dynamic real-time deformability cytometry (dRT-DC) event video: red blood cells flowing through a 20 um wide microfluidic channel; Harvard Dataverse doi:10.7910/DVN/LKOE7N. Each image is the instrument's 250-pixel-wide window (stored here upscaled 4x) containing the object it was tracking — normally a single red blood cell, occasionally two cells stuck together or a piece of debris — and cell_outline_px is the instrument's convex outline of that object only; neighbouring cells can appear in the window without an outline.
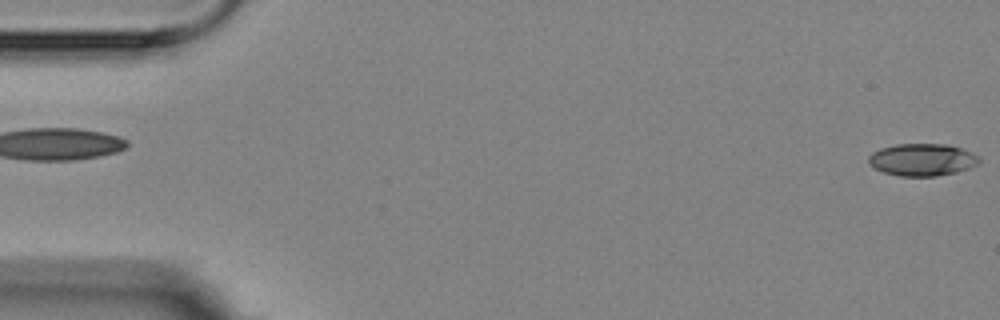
{"species": "Egyptian fruit bat (a non-hibernating species)", "species_latin": "Rousettus aegyptiacus", "temperature_condition": "room temperature", "stored_images_in_passage": 4, "segment_of_instrument_passage": [2, 2], "camera_frame_rate_fps": 3000, "um_per_image_px": 0.085, "animal": {"sex": "female"}, "frame": {"image": 1, "passage_image": 4, "time_ms": 3.667, "image_size_px": [1000, 320], "cell_outline_px": [[980, 160], [976, 164], [968, 168], [956, 172], [936, 176], [900, 176], [884, 172], [868, 164], [868, 156], [872, 152], [880, 148], [896, 144], [944, 144], [964, 148], [980, 156]], "centroid_in_image_um": [78.39, 13.56], "position_along_channel_um": 6.6, "area_um2": 20.87}}